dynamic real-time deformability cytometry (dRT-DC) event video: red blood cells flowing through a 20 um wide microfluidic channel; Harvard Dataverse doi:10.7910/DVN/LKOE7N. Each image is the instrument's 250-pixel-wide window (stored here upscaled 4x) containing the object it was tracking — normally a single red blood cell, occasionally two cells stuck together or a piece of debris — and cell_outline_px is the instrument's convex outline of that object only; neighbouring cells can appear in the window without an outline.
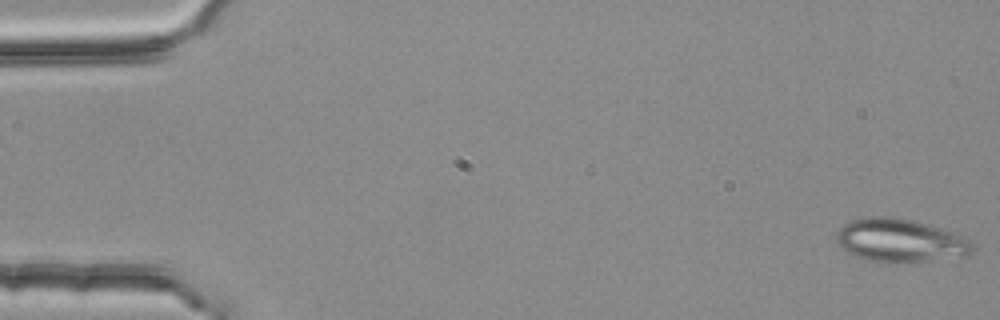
{"species": "common noctule bat (a hibernating species)", "species_latin": "Nyctalus noctula", "temperature_condition": "room temperature", "stored_images_in_passage": 5, "segment_of_instrument_passage": [2, 2], "camera_frame_rate_fps": 3000, "um_per_image_px": 0.085, "animal": {"sex": "female", "body_mass_g": 25.1}, "frame": {"image": 1, "passage_image": 5, "time_ms": 1.333, "image_size_px": [1000, 320], "cell_outline_px": [[976, 248], [968, 256], [888, 264], [884, 264], [868, 260], [856, 256], [848, 252], [836, 240], [836, 232], [848, 220], [868, 216], [888, 216], [916, 220], [968, 236], [976, 244]], "centroid_in_image_um": [76.59, 20.43], "position_along_channel_um": 8.4, "area_um2": 35.2}}